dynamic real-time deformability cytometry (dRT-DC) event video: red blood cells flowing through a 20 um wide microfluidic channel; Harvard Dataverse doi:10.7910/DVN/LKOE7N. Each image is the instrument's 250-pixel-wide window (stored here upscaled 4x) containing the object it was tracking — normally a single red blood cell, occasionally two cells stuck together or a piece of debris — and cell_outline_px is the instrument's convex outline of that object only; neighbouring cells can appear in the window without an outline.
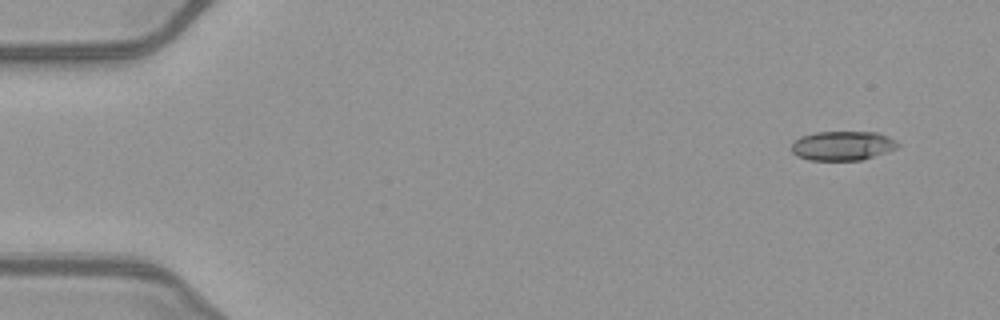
{"species": "common noctule bat (a hibernating species)", "species_latin": "Nyctalus noctula", "temperature_condition": "warm", "stored_images_in_passage": 49, "camera_frame_rate_fps": 3000, "um_per_image_px": 0.085, "animal": {"sex": "female", "body_mass_g": 21.9}, "frame": {"image": 1, "passage_image": 1, "time_ms": 0.0, "image_size_px": [1000, 320], "cell_outline_px": [[900, 144], [896, 148], [860, 160], [808, 160], [796, 156], [792, 152], [792, 144], [800, 136], [816, 132], [876, 132], [888, 136], [896, 140]], "centroid_in_image_um": [71.59, 12.38], "position_along_channel_um": 13.4, "area_um2": 18.03}}
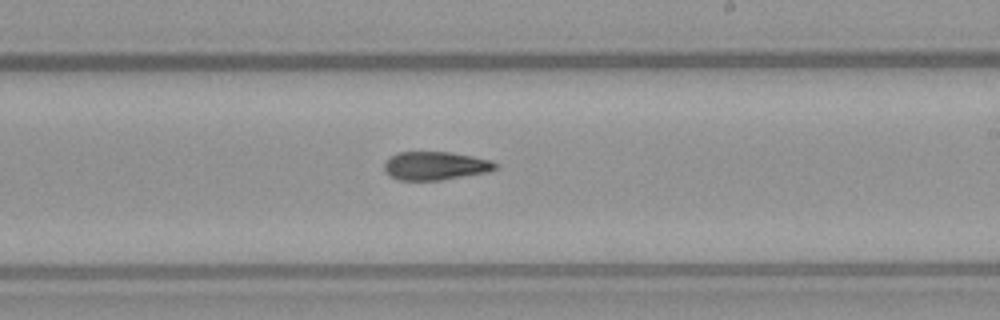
{"frame": {"image": 2, "passage_image": 28, "time_ms": 9.0, "image_size_px": [1000, 320], "cell_outline_px": [[500, 164], [496, 168], [488, 172], [440, 180], [400, 180], [384, 172], [384, 164], [388, 156], [396, 152], [448, 152], [472, 156], [492, 160]], "centroid_in_image_um": [37.0, 14.08], "position_along_channel_um": 252.0, "area_um2": 18.5}}
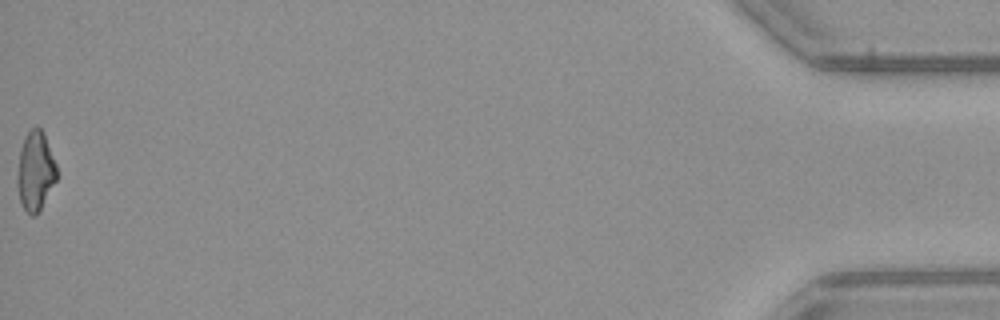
{"frame": {"image": 3, "passage_image": 49, "time_ms": 16.0, "image_size_px": [1000, 320], "cell_outline_px": [[60, 176], [36, 216], [32, 216], [24, 208], [20, 200], [16, 184], [16, 176], [20, 148], [24, 136], [36, 124], [44, 132], [56, 164]], "centroid_in_image_um": [3.02, 14.53], "position_along_channel_um": 432.2, "area_um2": 18.73}, "authors_computed_cell_mechanics": {"area_um2": 18.496, "velocity_mm_per_s": 4.0521, "shape_relaxation_time_tau1_ms": null, "shape_relaxation_time_tau2_ms": 5.3466, "deformation_change_tau1": null, "deformation_change_tau2": 0.1614}}